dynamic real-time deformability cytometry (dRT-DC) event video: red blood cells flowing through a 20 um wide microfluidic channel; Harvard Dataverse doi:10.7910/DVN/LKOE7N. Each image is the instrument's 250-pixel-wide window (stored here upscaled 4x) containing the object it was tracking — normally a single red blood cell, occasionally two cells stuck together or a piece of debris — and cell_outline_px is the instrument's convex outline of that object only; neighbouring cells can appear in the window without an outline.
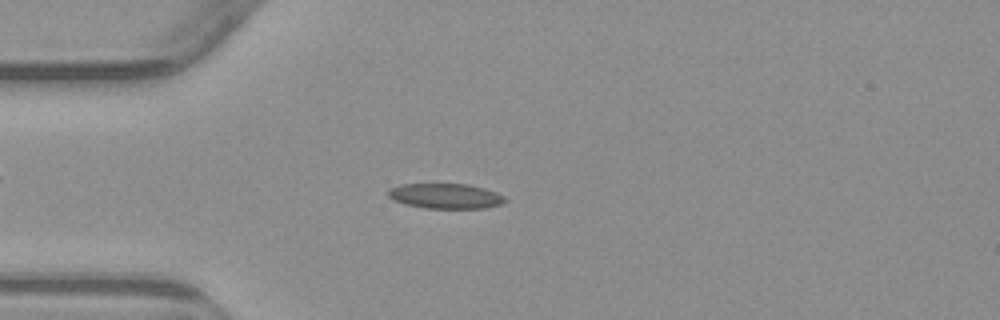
{"species": "common noctule bat (a hibernating species)", "species_latin": "Nyctalus noctula", "temperature_condition": "warm", "stored_images_in_passage": 3, "camera_frame_rate_fps": 3000, "um_per_image_px": 0.085, "animal": {"sex": "male", "body_mass_g": 23.1, "forearm_length_mm": 52.7}, "frame": {"image": 1, "passage_image": 3, "time_ms": 2.333, "image_size_px": [1000, 320], "cell_outline_px": [[508, 200], [500, 204], [484, 208], [424, 208], [408, 204], [396, 200], [388, 196], [388, 188], [400, 184], [468, 184], [484, 188], [496, 192], [504, 196]], "centroid_in_image_um": [37.89, 16.65], "position_along_channel_um": 47.1, "area_um2": 16.99}}